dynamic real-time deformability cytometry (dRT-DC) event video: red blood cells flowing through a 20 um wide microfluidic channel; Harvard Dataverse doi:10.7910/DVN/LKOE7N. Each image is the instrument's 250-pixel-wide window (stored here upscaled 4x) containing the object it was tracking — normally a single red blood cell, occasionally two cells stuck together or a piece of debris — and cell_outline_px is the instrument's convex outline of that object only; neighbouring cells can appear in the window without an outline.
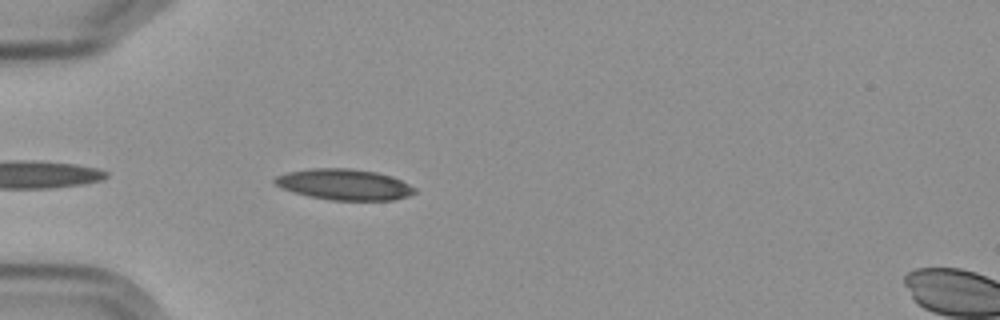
{"species": "Egyptian fruit bat (a non-hibernating species)", "species_latin": "Rousettus aegyptiacus", "temperature_condition": "cold", "stored_images_in_passage": 6, "segment_of_instrument_passage": [1, 2], "camera_frame_rate_fps": 3000, "um_per_image_px": 0.085, "frame": {"image": 1, "passage_image": 5, "time_ms": 4.667, "image_size_px": [1000, 320], "cell_outline_px": [[416, 192], [408, 196], [392, 200], [328, 200], [308, 196], [292, 192], [280, 188], [272, 180], [276, 176], [288, 172], [312, 168], [348, 168], [376, 172], [392, 176], [416, 188]], "centroid_in_image_um": [29.23, 15.68], "position_along_channel_um": 55.8, "area_um2": 25.26}}